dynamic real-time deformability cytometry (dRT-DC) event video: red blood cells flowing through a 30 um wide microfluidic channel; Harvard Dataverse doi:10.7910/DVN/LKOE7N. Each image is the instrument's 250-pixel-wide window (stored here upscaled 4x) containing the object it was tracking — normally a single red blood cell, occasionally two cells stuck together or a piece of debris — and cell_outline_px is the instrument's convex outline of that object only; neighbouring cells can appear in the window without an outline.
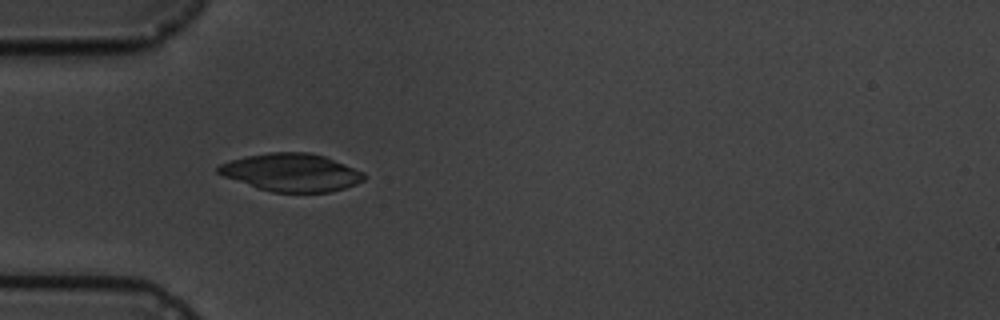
{"species": "common noctule bat (a hibernating species)", "species_latin": "Nyctalus noctula", "temperature_condition": "cold", "stored_images_in_passage": 6, "camera_frame_rate_fps": 3000, "um_per_image_px": 0.085, "animal": {"sex": "male", "body_mass_g": 19.5, "forearm_length_mm": 54.6}, "frame": {"image": 1, "passage_image": 6, "time_ms": 5.667, "image_size_px": [1000, 320], "cell_outline_px": [[368, 176], [364, 180], [356, 184], [332, 192], [272, 192], [224, 176], [216, 172], [216, 168], [220, 164], [232, 160], [248, 156], [268, 152], [308, 152], [324, 156], [364, 172]], "centroid_in_image_um": [24.81, 14.65], "position_along_channel_um": 60.2, "area_um2": 31.85}}